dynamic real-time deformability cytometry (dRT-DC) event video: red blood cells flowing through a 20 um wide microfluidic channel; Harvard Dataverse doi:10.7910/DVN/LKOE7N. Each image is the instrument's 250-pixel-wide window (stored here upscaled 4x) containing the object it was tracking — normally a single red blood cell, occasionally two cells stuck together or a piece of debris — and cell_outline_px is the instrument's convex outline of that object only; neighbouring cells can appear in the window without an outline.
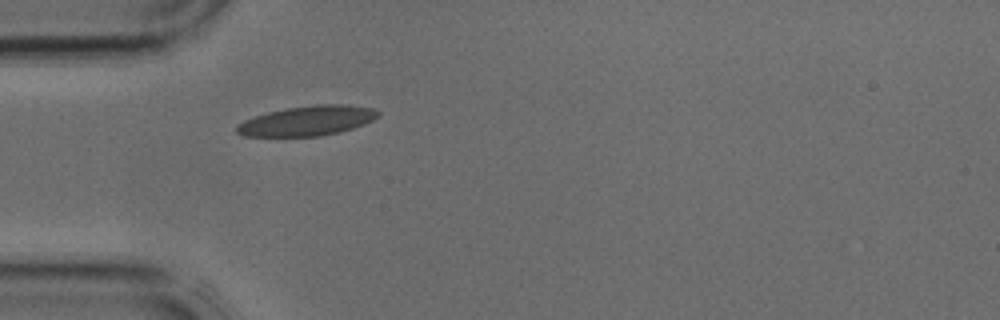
{"species": "common noctule bat (a hibernating species)", "species_latin": "Nyctalus noctula", "temperature_condition": "cold", "stored_images_in_passage": 1, "camera_frame_rate_fps": 3000, "um_per_image_px": 0.085, "animal": {"sex": "male", "body_mass_g": 17.9, "forearm_length_mm": 54.2}, "frame": {"image": 1, "passage_image": 1, "time_ms": 0.0, "image_size_px": [1000, 320], "cell_outline_px": [[380, 112], [372, 120], [364, 124], [340, 132], [320, 136], [244, 136], [236, 132], [236, 124], [244, 120], [268, 112], [288, 108], [316, 104], [348, 104], [372, 108]], "centroid_in_image_um": [26.11, 10.26], "position_along_channel_um": 58.9, "area_um2": 24.45}}